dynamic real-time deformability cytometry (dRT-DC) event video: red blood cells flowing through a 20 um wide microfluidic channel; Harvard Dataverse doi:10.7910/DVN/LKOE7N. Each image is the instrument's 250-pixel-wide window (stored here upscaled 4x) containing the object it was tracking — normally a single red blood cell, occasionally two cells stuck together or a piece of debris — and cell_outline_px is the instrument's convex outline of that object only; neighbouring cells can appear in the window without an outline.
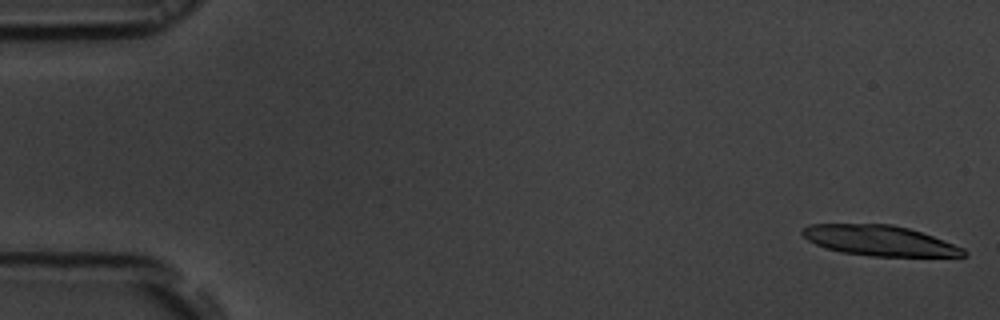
{"species": "common noctule bat (a hibernating species)", "species_latin": "Nyctalus noctula", "temperature_condition": "room temperature", "stored_images_in_passage": 26, "camera_frame_rate_fps": 3000, "um_per_image_px": 0.085, "animal": {"sex": "male", "body_mass_g": 19.5, "forearm_length_mm": 54.6}, "frame": {"image": 1, "passage_image": 1, "time_ms": 0.0, "image_size_px": [1000, 320], "cell_outline_px": [[968, 256], [872, 256], [840, 252], [824, 248], [808, 240], [800, 232], [808, 224], [892, 224], [908, 228], [932, 236], [964, 248], [968, 252]], "centroid_in_image_um": [74.74, 20.45], "position_along_channel_um": 10.3, "area_um2": 28.38}}
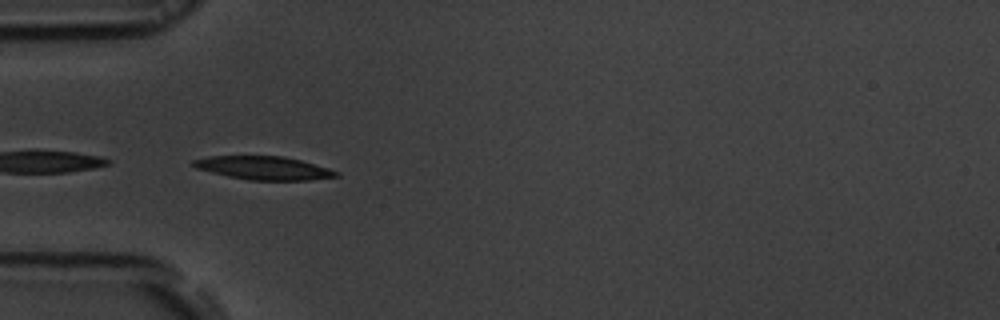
{"frame": {"image": 2, "passage_image": 17, "time_ms": 5.333, "image_size_px": [1000, 320], "cell_outline_px": [[340, 176], [308, 180], [248, 180], [228, 176], [196, 168], [192, 164], [192, 160], [208, 156], [284, 156], [300, 160], [328, 168], [340, 172]], "centroid_in_image_um": [22.43, 14.28], "position_along_channel_um": 62.6, "area_um2": 19.36}}
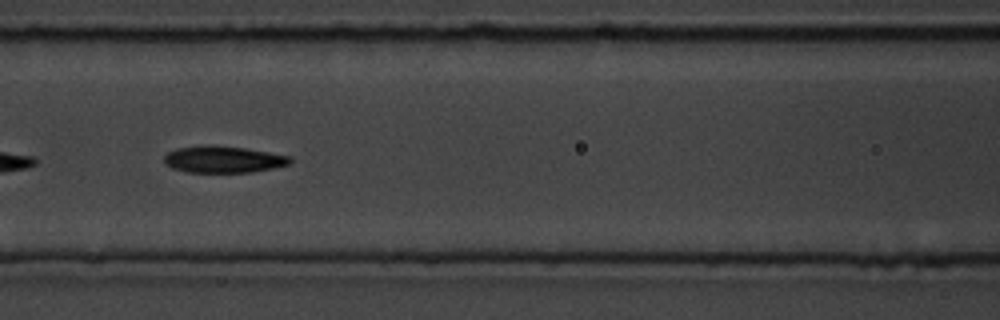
{"frame": {"image": 3, "passage_image": 24, "time_ms": 7.667, "image_size_px": [1000, 320], "cell_outline_px": [[292, 164], [252, 172], [188, 172], [172, 168], [164, 164], [164, 156], [168, 152], [176, 148], [200, 144], [216, 144], [244, 148], [292, 156]], "centroid_in_image_um": [18.96, 13.53], "position_along_channel_um": 147.6, "area_um2": 20.0}}